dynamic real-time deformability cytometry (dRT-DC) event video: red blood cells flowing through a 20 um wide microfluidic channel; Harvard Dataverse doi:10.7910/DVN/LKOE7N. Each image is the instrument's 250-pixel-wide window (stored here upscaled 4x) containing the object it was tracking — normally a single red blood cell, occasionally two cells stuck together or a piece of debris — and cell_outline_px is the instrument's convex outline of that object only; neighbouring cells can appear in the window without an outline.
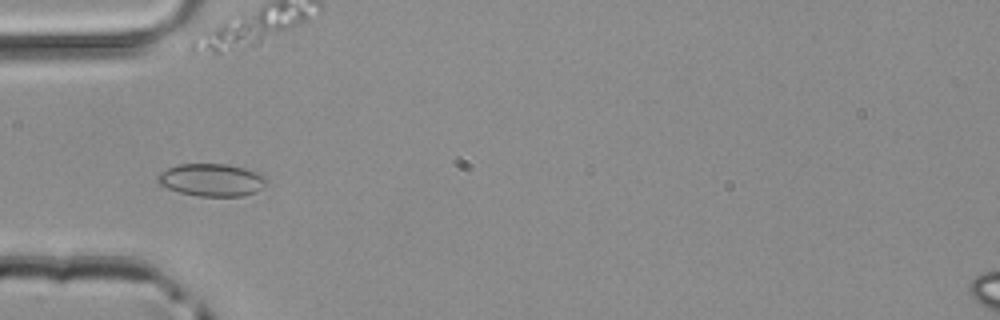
{"species": "common noctule bat (a hibernating species)", "species_latin": "Nyctalus noctula", "temperature_condition": "room temperature", "stored_images_in_passage": 37, "camera_frame_rate_fps": 3000, "um_per_image_px": 0.085, "animal": {"sex": "male", "body_mass_g": 20.4}, "frame": {"image": 1, "passage_image": 3, "time_ms": 0.667, "image_size_px": [1000, 320], "cell_outline_px": [[268, 180], [256, 192], [244, 196], [196, 196], [180, 192], [168, 188], [160, 184], [156, 180], [156, 176], [160, 172], [176, 164], [224, 164], [244, 168], [260, 172]], "centroid_in_image_um": [17.98, 15.29], "position_along_channel_um": 67.0, "area_um2": 20.69}}
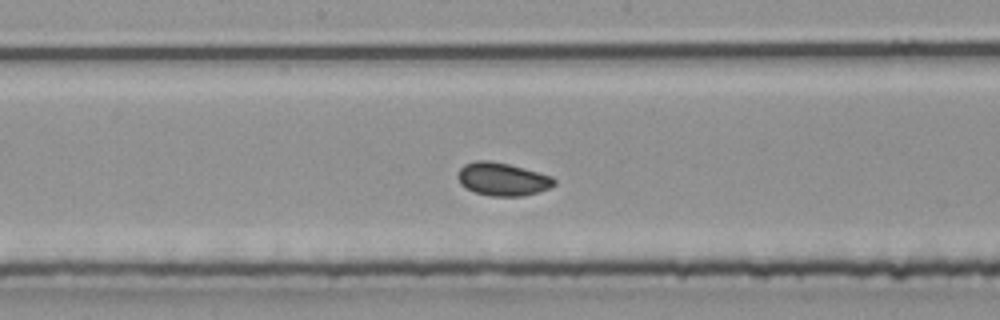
{"frame": {"image": 2, "passage_image": 13, "time_ms": 4.0, "image_size_px": [1000, 320], "cell_outline_px": [[556, 184], [548, 188], [524, 196], [492, 196], [476, 192], [460, 184], [456, 176], [460, 168], [464, 164], [476, 160], [488, 160], [508, 164], [552, 176], [556, 180]], "centroid_in_image_um": [42.69, 15.22], "position_along_channel_um": 205.5, "area_um2": 18.44}}
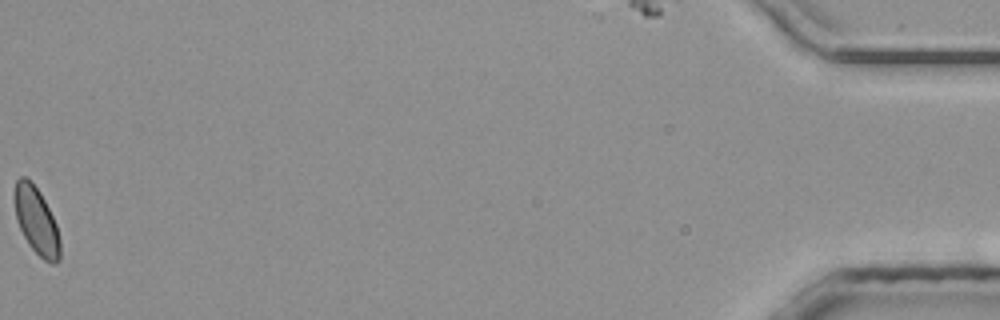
{"frame": {"image": 3, "passage_image": 37, "time_ms": 12.0, "image_size_px": [1000, 320], "cell_outline_px": [[60, 260], [56, 264], [52, 264], [44, 260], [28, 244], [16, 220], [12, 200], [12, 192], [16, 180], [20, 176], [24, 176], [40, 192], [56, 224], [60, 240]], "centroid_in_image_um": [3.06, 18.76], "position_along_channel_um": 432.1, "area_um2": 18.03}}